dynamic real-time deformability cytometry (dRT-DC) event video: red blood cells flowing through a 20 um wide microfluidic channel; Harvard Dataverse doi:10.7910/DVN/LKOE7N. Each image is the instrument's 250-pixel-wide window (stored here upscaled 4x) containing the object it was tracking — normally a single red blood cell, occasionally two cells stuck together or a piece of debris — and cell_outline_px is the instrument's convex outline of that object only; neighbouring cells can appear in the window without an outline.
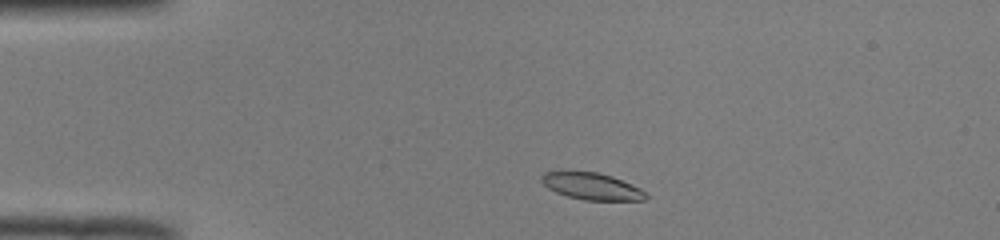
{"species": "common noctule bat (a hibernating species)", "species_latin": "Nyctalus noctula", "temperature_condition": "room temperature", "stored_images_in_passage": 43, "camera_frame_rate_fps": 3000, "um_per_image_px": 0.085, "animal": {"sex": "male", "body_mass_g": 19.0, "forearm_length_mm": 50.8}, "frame": {"image": 1, "passage_image": 3, "time_ms": 0.667, "image_size_px": [1000, 240], "cell_outline_px": [[648, 196], [644, 200], [584, 200], [568, 196], [556, 192], [548, 188], [540, 180], [540, 176], [544, 172], [596, 172], [612, 176], [640, 188]], "centroid_in_image_um": [50.29, 15.84], "position_along_channel_um": 34.7, "area_um2": 16.07}}
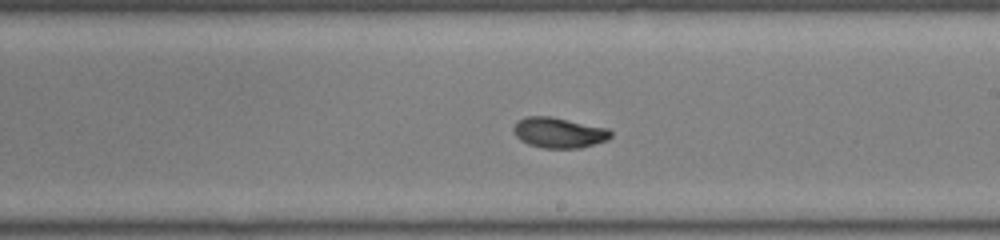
{"frame": {"image": 2, "passage_image": 22, "time_ms": 7.0, "image_size_px": [1000, 240], "cell_outline_px": [[612, 136], [608, 140], [580, 148], [544, 148], [528, 144], [520, 140], [512, 132], [512, 128], [516, 120], [524, 116], [552, 116], [608, 128], [612, 132]], "centroid_in_image_um": [47.47, 11.26], "position_along_channel_um": 241.5, "area_um2": 17.57}}
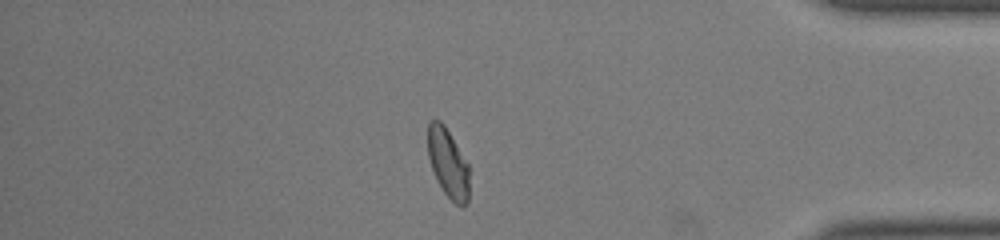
{"frame": {"image": 3, "passage_image": 36, "time_ms": 11.667, "image_size_px": [1000, 240], "cell_outline_px": [[468, 200], [464, 208], [456, 204], [444, 192], [436, 180], [428, 156], [428, 120], [440, 120], [444, 124], [468, 164]], "centroid_in_image_um": [38.07, 13.86], "position_along_channel_um": 397.1, "area_um2": 16.53}, "authors_computed_cell_mechanics": {"area_um2": 17.051, "velocity_mm_per_s": 3.9758, "shape_relaxation_time_tau1_ms": 2.5355, "shape_relaxation_time_tau2_ms": 1.5445, "deformation_change_tau1": 0.1242, "deformation_change_tau2": 0.0517}}